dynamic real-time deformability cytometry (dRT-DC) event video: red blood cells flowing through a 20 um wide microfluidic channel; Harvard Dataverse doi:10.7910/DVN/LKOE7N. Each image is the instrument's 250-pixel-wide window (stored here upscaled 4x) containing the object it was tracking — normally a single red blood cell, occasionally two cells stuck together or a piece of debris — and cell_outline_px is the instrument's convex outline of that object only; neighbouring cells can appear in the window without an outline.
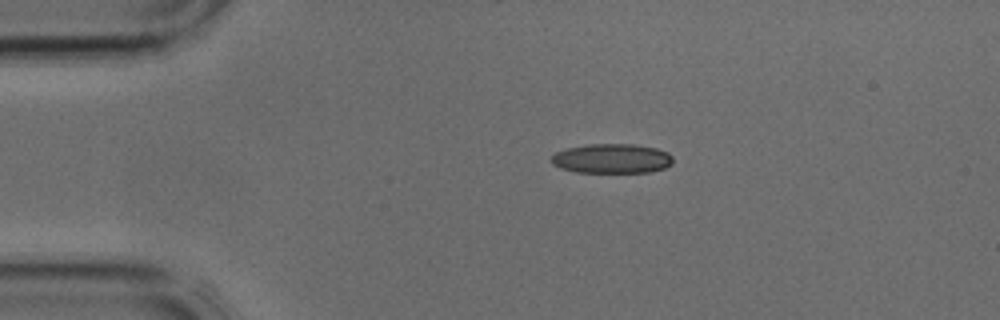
{"species": "common noctule bat (a hibernating species)", "species_latin": "Nyctalus noctula", "temperature_condition": "cold", "stored_images_in_passage": 1, "camera_frame_rate_fps": 3000, "um_per_image_px": 0.085, "animal": {"sex": "male", "body_mass_g": 17.9, "forearm_length_mm": 54.2}, "frame": {"image": 1, "passage_image": 1, "time_ms": 0.0, "image_size_px": [1000, 320], "cell_outline_px": [[672, 164], [664, 168], [648, 172], [576, 172], [560, 168], [552, 164], [552, 156], [556, 152], [568, 148], [588, 144], [632, 144], [656, 148], [668, 152], [672, 156]], "centroid_in_image_um": [52.01, 13.48], "position_along_channel_um": 33.0, "area_um2": 20.87}}